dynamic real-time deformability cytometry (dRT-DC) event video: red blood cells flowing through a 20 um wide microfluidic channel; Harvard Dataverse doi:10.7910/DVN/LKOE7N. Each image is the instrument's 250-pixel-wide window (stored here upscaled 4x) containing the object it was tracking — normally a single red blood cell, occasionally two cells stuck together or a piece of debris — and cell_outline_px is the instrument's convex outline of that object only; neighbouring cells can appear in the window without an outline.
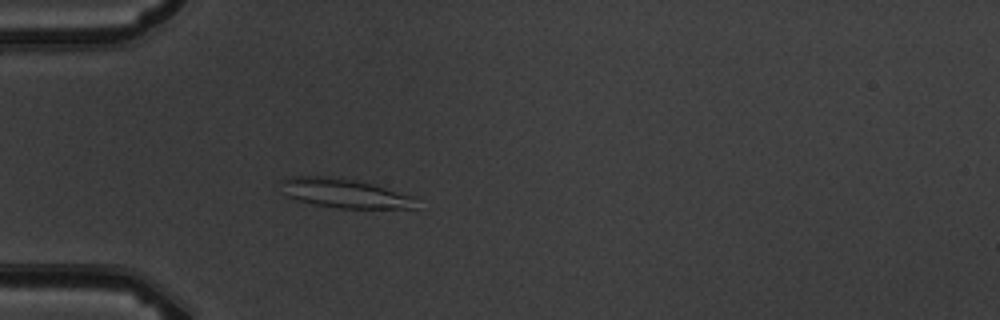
{"species": "common noctule bat (a hibernating species)", "species_latin": "Nyctalus noctula", "temperature_condition": "warm", "stored_images_in_passage": 4, "camera_frame_rate_fps": 3000, "um_per_image_px": 0.085, "animal": {"sex": "male", "body_mass_g": 19.5, "forearm_length_mm": 54.6}, "frame": {"image": 1, "passage_image": 4, "time_ms": 4.333, "image_size_px": [1000, 320], "cell_outline_px": [[420, 196], [416, 208], [340, 208], [316, 204], [296, 200], [288, 196], [284, 192], [280, 180], [292, 176], [324, 176], [356, 180]], "centroid_in_image_um": [29.39, 16.42], "position_along_channel_um": 55.6, "area_um2": 23.18}}